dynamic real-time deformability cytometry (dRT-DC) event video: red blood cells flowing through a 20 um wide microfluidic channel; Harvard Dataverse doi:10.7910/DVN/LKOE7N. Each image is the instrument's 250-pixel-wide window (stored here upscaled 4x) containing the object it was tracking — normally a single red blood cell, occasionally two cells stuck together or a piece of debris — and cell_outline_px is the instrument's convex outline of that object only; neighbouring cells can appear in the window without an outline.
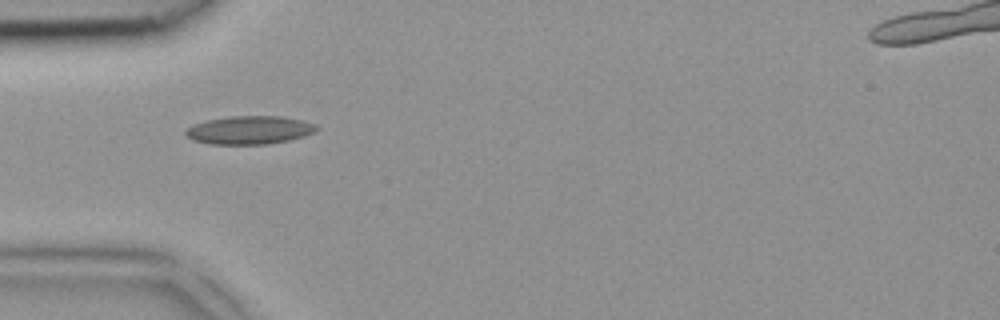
{"species": "common noctule bat (a hibernating species)", "species_latin": "Nyctalus noctula", "temperature_condition": "room temperature", "stored_images_in_passage": 3, "camera_frame_rate_fps": 3000, "um_per_image_px": 0.085, "animal": {"sex": "female", "body_mass_g": 18.4}, "frame": {"image": 1, "passage_image": 3, "time_ms": 0.667, "image_size_px": [1000, 320], "cell_outline_px": [[320, 128], [304, 136], [288, 140], [268, 144], [208, 144], [192, 140], [184, 136], [184, 132], [192, 124], [208, 120], [232, 116], [280, 116], [304, 120], [316, 124]], "centroid_in_image_um": [21.18, 11.05], "position_along_channel_um": 63.8, "area_um2": 21.68}}